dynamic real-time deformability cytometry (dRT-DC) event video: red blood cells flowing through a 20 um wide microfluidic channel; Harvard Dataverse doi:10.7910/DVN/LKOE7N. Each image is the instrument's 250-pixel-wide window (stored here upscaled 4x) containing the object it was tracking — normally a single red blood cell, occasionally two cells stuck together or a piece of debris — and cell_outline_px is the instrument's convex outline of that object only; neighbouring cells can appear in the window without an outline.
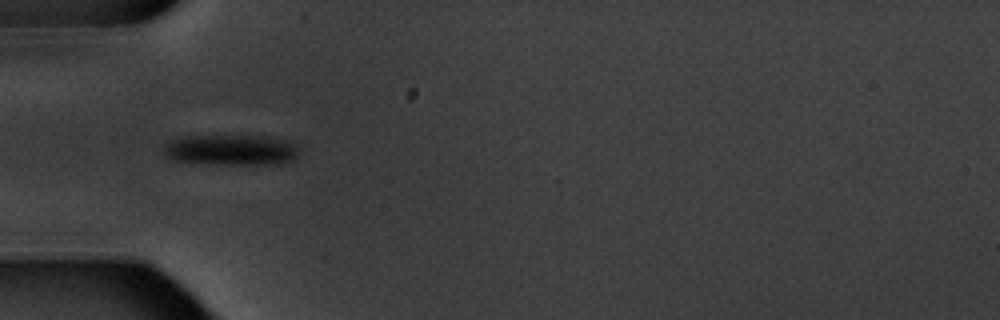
{"species": "common noctule bat (a hibernating species)", "species_latin": "Nyctalus noctula", "temperature_condition": "warm", "stored_images_in_passage": 9, "camera_frame_rate_fps": 3000, "um_per_image_px": 0.085, "animal": {"sex": "male", "body_mass_g": 20.1, "forearm_length_mm": 53.5}, "frame": {"image": 1, "passage_image": 4, "time_ms": 3.333, "image_size_px": [1000, 320], "cell_outline_px": [[300, 156], [284, 164], [220, 164], [172, 160], [164, 152], [164, 144], [172, 140], [184, 136], [264, 136], [288, 140], [296, 144], [300, 148]], "centroid_in_image_um": [19.74, 12.74], "position_along_channel_um": 65.3, "area_um2": 24.39}}
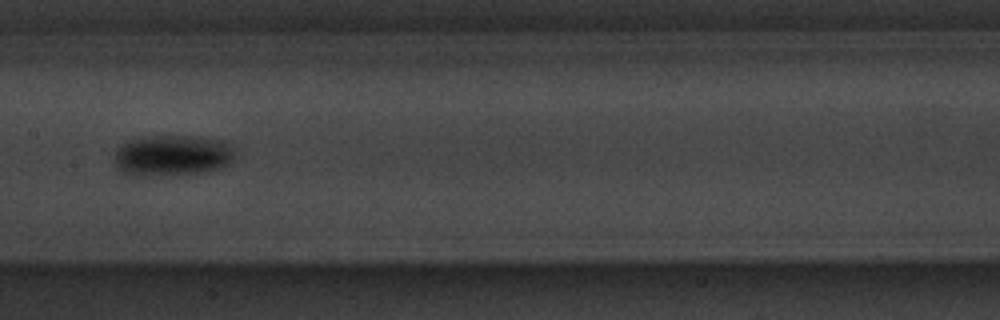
{"frame": {"image": 2, "passage_image": 7, "time_ms": 7.0, "image_size_px": [1000, 320], "cell_outline_px": [[236, 152], [228, 164], [204, 172], [136, 176], [132, 176], [120, 172], [116, 164], [116, 148], [120, 144], [132, 140], [160, 136], [188, 136], [224, 140]], "centroid_in_image_um": [14.63, 13.21], "position_along_channel_um": 192.8, "area_um2": 28.26}}